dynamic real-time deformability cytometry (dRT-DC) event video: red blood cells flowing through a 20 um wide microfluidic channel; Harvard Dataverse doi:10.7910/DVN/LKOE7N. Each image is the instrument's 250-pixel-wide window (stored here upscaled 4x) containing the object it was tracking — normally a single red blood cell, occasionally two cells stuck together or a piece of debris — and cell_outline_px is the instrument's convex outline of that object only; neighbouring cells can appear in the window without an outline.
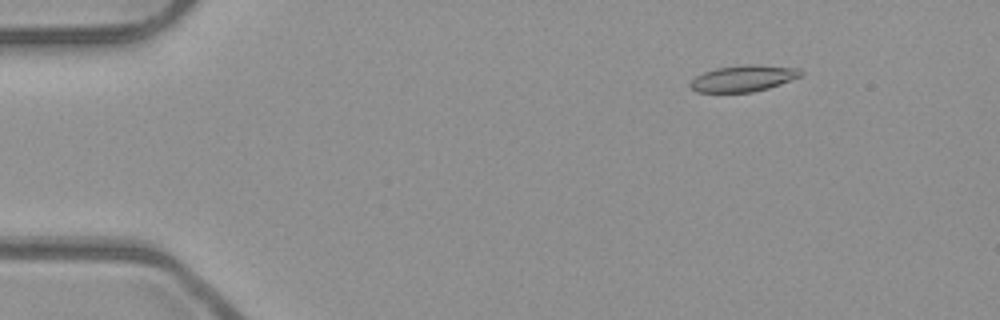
{"species": "common noctule bat (a hibernating species)", "species_latin": "Nyctalus noctula", "temperature_condition": "room temperature", "stored_images_in_passage": 6, "camera_frame_rate_fps": 3000, "um_per_image_px": 0.085, "animal": {"sex": "male", "body_mass_g": 23.1, "forearm_length_mm": 52.7}, "frame": {"image": 1, "passage_image": 2, "time_ms": 0.333, "image_size_px": [1000, 320], "cell_outline_px": [[804, 72], [800, 76], [780, 84], [768, 88], [752, 92], [696, 92], [688, 84], [696, 76], [704, 72], [716, 68], [748, 64], [756, 64], [796, 68]], "centroid_in_image_um": [63.17, 6.66], "position_along_channel_um": 21.8, "area_um2": 16.82}}
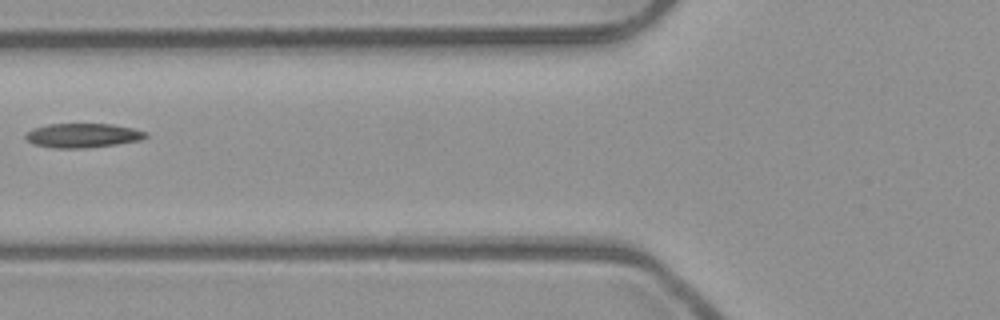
{"frame": {"image": 2, "passage_image": 5, "time_ms": 1.333, "image_size_px": [1000, 320], "cell_outline_px": [[148, 136], [140, 140], [116, 144], [88, 148], [52, 148], [32, 144], [24, 136], [32, 128], [48, 124], [112, 124], [132, 128], [148, 132]], "centroid_in_image_um": [7.02, 11.52], "position_along_channel_um": 118.8, "area_um2": 17.05}}
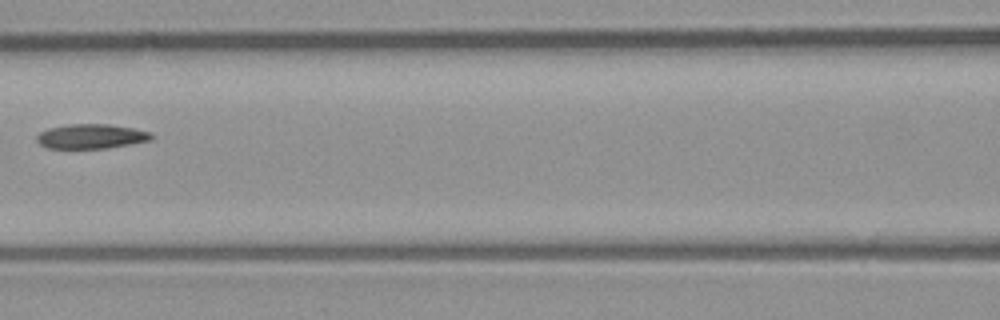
{"frame": {"image": 3, "passage_image": 6, "time_ms": 1.667, "image_size_px": [1000, 320], "cell_outline_px": [[152, 140], [108, 148], [48, 148], [40, 144], [36, 140], [36, 136], [40, 132], [48, 128], [68, 124], [108, 124], [132, 128], [152, 132]], "centroid_in_image_um": [7.74, 11.59], "position_along_channel_um": 158.9, "area_um2": 16.42}}